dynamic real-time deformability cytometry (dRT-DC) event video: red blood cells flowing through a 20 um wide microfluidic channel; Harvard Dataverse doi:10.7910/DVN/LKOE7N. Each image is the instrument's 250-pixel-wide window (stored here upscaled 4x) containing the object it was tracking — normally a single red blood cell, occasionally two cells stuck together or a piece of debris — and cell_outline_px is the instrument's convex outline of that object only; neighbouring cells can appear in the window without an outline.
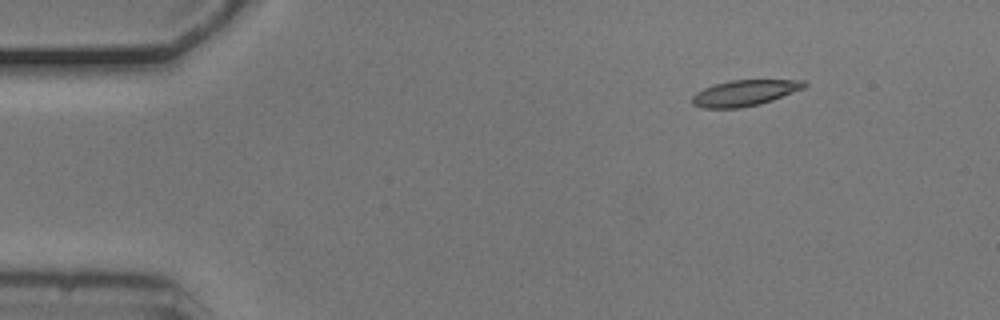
{"species": "common noctule bat (a hibernating species)", "species_latin": "Nyctalus noctula", "temperature_condition": "cold", "stored_images_in_passage": 4, "camera_frame_rate_fps": 3000, "um_per_image_px": 0.085, "animal": {"sex": "male", "body_mass_g": 20.5, "forearm_length_mm": 52.5}, "frame": {"image": 1, "passage_image": 1, "time_ms": 0.0, "image_size_px": [1000, 320], "cell_outline_px": [[808, 84], [804, 88], [772, 100], [760, 104], [740, 108], [704, 108], [692, 104], [692, 96], [696, 92], [704, 88], [728, 80], [804, 80]], "centroid_in_image_um": [63.29, 7.9], "position_along_channel_um": 21.7, "area_um2": 16.88}}